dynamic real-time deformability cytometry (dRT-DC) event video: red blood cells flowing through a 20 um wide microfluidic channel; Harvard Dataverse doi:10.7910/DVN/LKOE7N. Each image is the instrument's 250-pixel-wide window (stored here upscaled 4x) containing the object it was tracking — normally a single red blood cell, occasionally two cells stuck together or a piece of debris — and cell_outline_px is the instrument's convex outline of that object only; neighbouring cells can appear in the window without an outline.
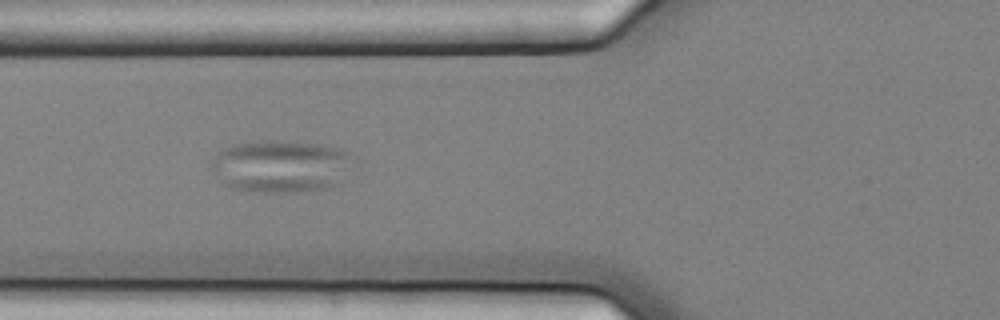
{"species": "common noctule bat (a hibernating species)", "species_latin": "Nyctalus noctula", "temperature_condition": "cold", "stored_images_in_passage": 36, "camera_frame_rate_fps": 3000, "um_per_image_px": 0.085, "animal": {"sex": "female", "body_mass_g": 25.1}, "frame": {"image": 1, "passage_image": 18, "time_ms": 5.667, "image_size_px": [1000, 320], "cell_outline_px": [[356, 156], [340, 184], [324, 188], [292, 192], [260, 192], [232, 188], [224, 184], [212, 172], [208, 164], [220, 152], [228, 148], [240, 144], [264, 140], [272, 140], [324, 144], [340, 148]], "centroid_in_image_um": [23.92, 14.13], "position_along_channel_um": 101.9, "area_um2": 43.41}}
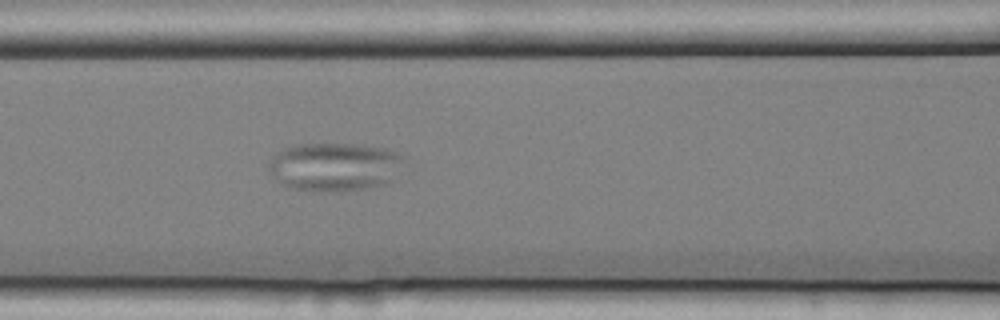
{"frame": {"image": 2, "passage_image": 21, "time_ms": 6.667, "image_size_px": [1000, 320], "cell_outline_px": [[404, 156], [388, 184], [368, 188], [344, 192], [320, 192], [288, 188], [280, 184], [272, 176], [268, 168], [268, 164], [284, 148], [300, 144], [364, 144], [384, 148], [396, 152]], "centroid_in_image_um": [28.41, 14.2], "position_along_channel_um": 138.2, "area_um2": 38.32}}
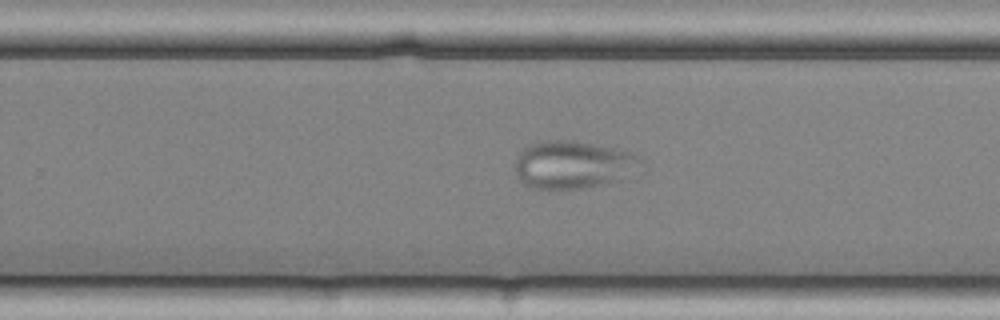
{"frame": {"image": 3, "passage_image": 33, "time_ms": 10.667, "image_size_px": [1000, 320], "cell_outline_px": [[644, 160], [608, 180], [596, 184], [580, 188], [532, 188], [524, 184], [516, 176], [516, 160], [520, 152], [528, 144], [548, 140], [568, 140], [636, 152]], "centroid_in_image_um": [48.54, 13.95], "position_along_channel_um": 281.3, "area_um2": 33.29}}